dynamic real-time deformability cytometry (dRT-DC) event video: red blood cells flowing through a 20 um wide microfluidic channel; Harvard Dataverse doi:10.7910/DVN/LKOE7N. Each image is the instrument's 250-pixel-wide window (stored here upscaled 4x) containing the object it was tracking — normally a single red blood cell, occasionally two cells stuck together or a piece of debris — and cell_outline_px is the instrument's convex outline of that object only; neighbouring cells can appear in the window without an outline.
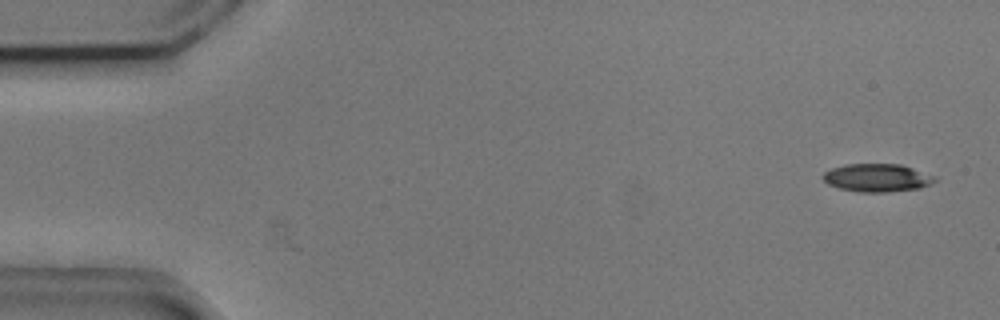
{"species": "common noctule bat (a hibernating species)", "species_latin": "Nyctalus noctula", "temperature_condition": "cold", "stored_images_in_passage": 54, "camera_frame_rate_fps": 3000, "um_per_image_px": 0.085, "animal": {"sex": "male", "body_mass_g": 20.5, "forearm_length_mm": 52.5}, "frame": {"image": 1, "passage_image": 2, "time_ms": 0.333, "image_size_px": [1000, 320], "cell_outline_px": [[940, 180], [932, 184], [920, 188], [888, 192], [860, 192], [840, 188], [828, 184], [820, 176], [824, 172], [832, 168], [844, 164], [900, 164], [936, 176]], "centroid_in_image_um": [74.58, 15.11], "position_along_channel_um": 10.4, "area_um2": 18.44}}
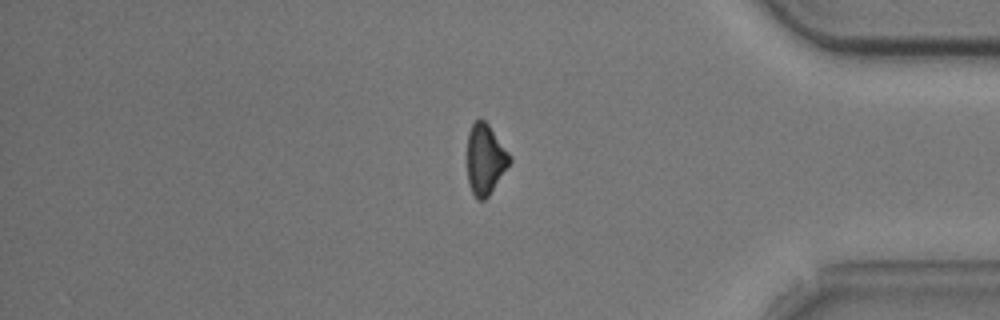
{"frame": {"image": 2, "passage_image": 45, "time_ms": 14.667, "image_size_px": [1000, 320], "cell_outline_px": [[512, 160], [488, 196], [484, 200], [476, 200], [468, 184], [468, 132], [472, 124], [480, 116], [488, 124], [512, 156]], "centroid_in_image_um": [41.25, 13.53], "position_along_channel_um": 394.0, "area_um2": 17.4}}
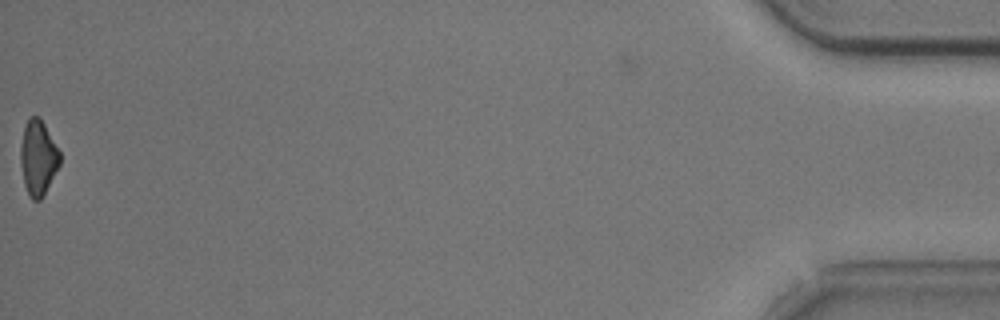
{"frame": {"image": 3, "passage_image": 54, "time_ms": 17.667, "image_size_px": [1000, 320], "cell_outline_px": [[60, 164], [40, 200], [32, 200], [24, 184], [20, 160], [20, 144], [24, 128], [28, 120], [32, 116], [40, 116], [60, 152]], "centroid_in_image_um": [3.23, 13.38], "position_along_channel_um": 432.0, "area_um2": 16.94}, "authors_computed_cell_mechanics": {"area_um2": 19.1318, "velocity_mm_per_s": 3.7324, "shape_relaxation_time_tau1_ms": 4.0364, "shape_relaxation_time_tau2_ms": null, "deformation_change_tau1": 0.1128, "deformation_change_tau2": null}}